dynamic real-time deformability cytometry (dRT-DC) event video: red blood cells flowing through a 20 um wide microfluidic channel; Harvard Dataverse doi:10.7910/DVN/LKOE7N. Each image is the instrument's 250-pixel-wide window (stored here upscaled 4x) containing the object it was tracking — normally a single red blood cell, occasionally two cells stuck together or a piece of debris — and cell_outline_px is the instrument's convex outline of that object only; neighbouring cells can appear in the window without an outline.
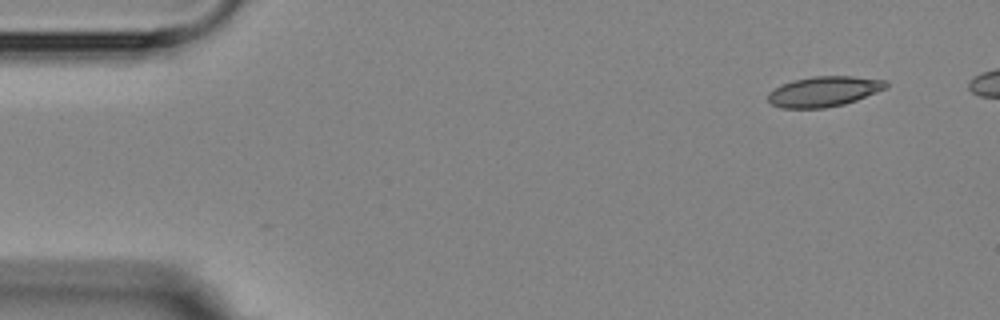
{"species": "Egyptian fruit bat (a non-hibernating species)", "species_latin": "Rousettus aegyptiacus", "temperature_condition": "room temperature", "stored_images_in_passage": 7, "camera_frame_rate_fps": 3000, "um_per_image_px": 0.085, "animal": {"sex": "female"}, "frame": {"image": 1, "passage_image": 1, "time_ms": 0.0, "image_size_px": [1000, 320], "cell_outline_px": [[888, 84], [884, 88], [876, 92], [856, 100], [844, 104], [824, 108], [784, 108], [772, 104], [768, 100], [768, 92], [792, 80], [812, 76], [852, 76], [888, 80]], "centroid_in_image_um": [70.04, 7.77], "position_along_channel_um": 15.0, "area_um2": 20.63}}
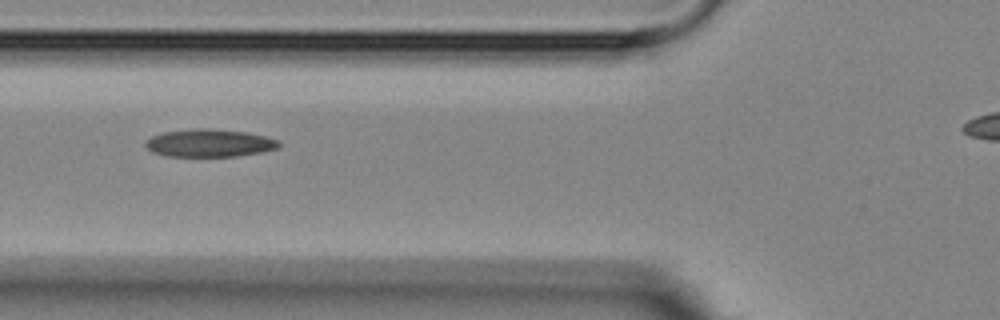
{"frame": {"image": 2, "passage_image": 6, "time_ms": 5.333, "image_size_px": [1000, 320], "cell_outline_px": [[280, 148], [264, 152], [236, 156], [164, 156], [152, 152], [144, 144], [144, 140], [152, 136], [164, 132], [196, 128], [208, 128], [244, 132], [264, 136], [280, 140]], "centroid_in_image_um": [17.81, 12.16], "position_along_channel_um": 108.0, "area_um2": 21.68}}
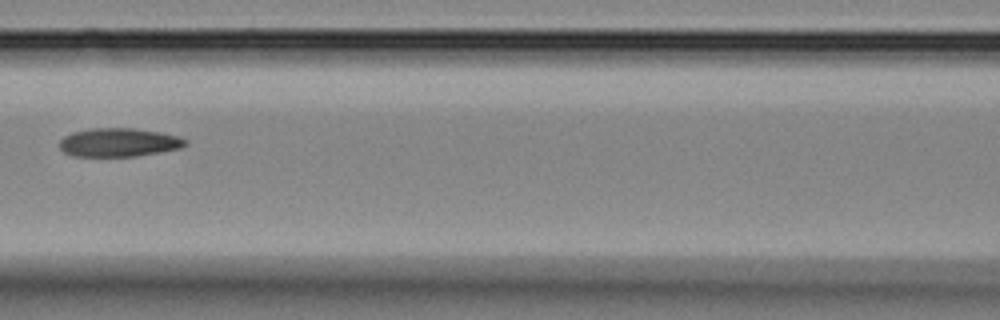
{"frame": {"image": 3, "passage_image": 7, "time_ms": 6.667, "image_size_px": [1000, 320], "cell_outline_px": [[188, 144], [180, 148], [160, 152], [136, 156], [72, 156], [64, 152], [60, 148], [60, 140], [64, 136], [72, 132], [88, 128], [132, 128], [160, 132], [180, 136], [188, 140]], "centroid_in_image_um": [10.11, 12.1], "position_along_channel_um": 156.5, "area_um2": 21.1}}